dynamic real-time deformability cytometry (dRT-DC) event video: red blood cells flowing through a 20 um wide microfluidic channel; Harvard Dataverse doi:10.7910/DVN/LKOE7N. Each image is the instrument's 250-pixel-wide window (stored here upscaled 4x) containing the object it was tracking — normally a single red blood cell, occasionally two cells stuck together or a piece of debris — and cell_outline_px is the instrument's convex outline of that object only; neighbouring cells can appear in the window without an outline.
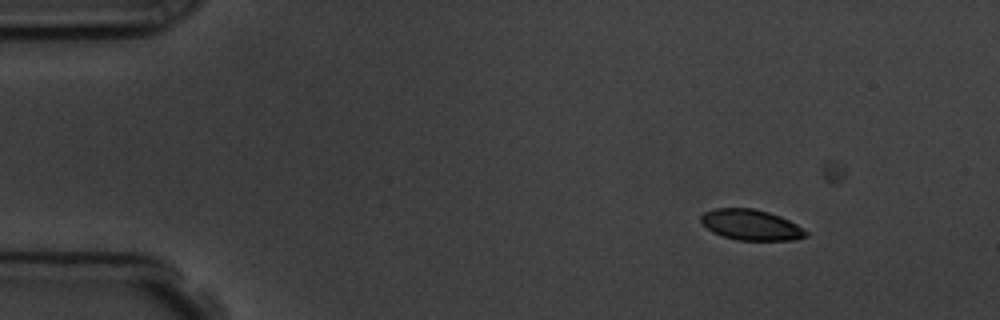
{"species": "common noctule bat (a hibernating species)", "species_latin": "Nyctalus noctula", "temperature_condition": "room temperature", "stored_images_in_passage": 6, "camera_frame_rate_fps": 3000, "um_per_image_px": 0.085, "animal": {"sex": "male", "body_mass_g": 19.5, "forearm_length_mm": 54.6}, "frame": {"image": 1, "passage_image": 2, "time_ms": 1.333, "image_size_px": [1000, 320], "cell_outline_px": [[808, 236], [796, 240], [736, 240], [712, 232], [700, 220], [700, 216], [704, 212], [716, 208], [752, 208], [768, 212], [780, 216], [796, 224], [808, 232]], "centroid_in_image_um": [63.84, 19.11], "position_along_channel_um": 21.2, "area_um2": 18.67}}
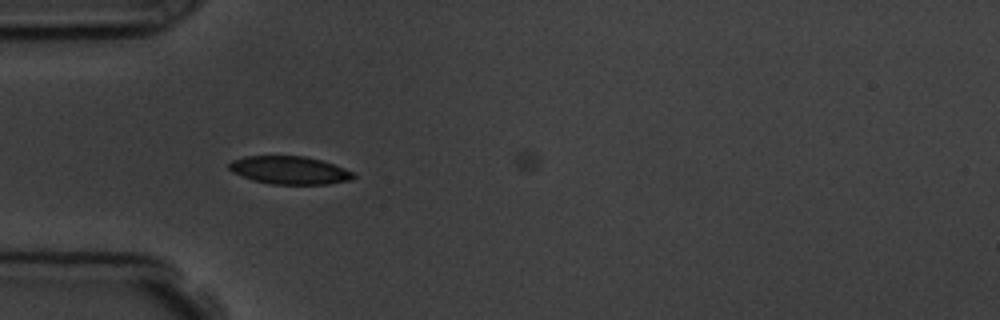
{"frame": {"image": 2, "passage_image": 5, "time_ms": 4.667, "image_size_px": [1000, 320], "cell_outline_px": [[356, 176], [348, 180], [328, 184], [272, 184], [252, 180], [232, 172], [228, 168], [228, 164], [232, 160], [244, 156], [304, 156], [320, 160], [344, 168], [352, 172]], "centroid_in_image_um": [24.56, 14.46], "position_along_channel_um": 60.4, "area_um2": 20.11}}